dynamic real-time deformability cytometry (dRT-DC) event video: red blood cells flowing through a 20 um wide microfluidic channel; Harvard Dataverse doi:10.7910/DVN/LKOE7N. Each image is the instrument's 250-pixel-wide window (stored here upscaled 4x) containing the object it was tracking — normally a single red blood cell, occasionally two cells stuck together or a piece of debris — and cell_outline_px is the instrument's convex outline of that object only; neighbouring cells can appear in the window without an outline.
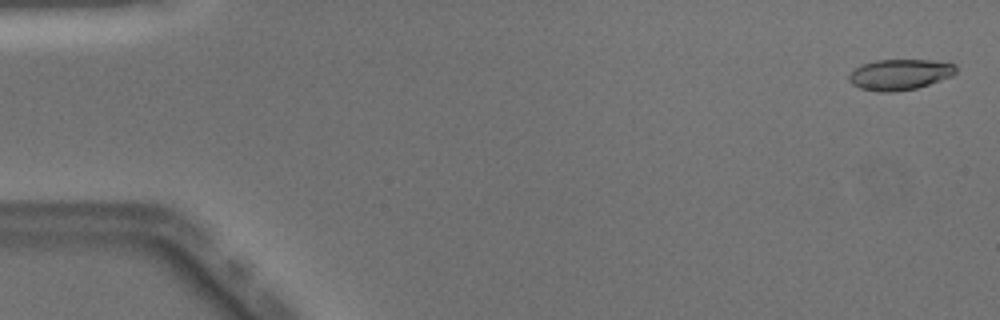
{"species": "Egyptian fruit bat (a non-hibernating species)", "species_latin": "Rousettus aegyptiacus", "temperature_condition": "warm", "stored_images_in_passage": 50, "camera_frame_rate_fps": 3000, "um_per_image_px": 0.085, "animal": {"sex": "male"}, "frame": {"image": 1, "passage_image": 2, "time_ms": 0.333, "image_size_px": [1000, 320], "cell_outline_px": [[956, 72], [952, 76], [916, 88], [892, 92], [876, 92], [860, 88], [852, 84], [848, 80], [848, 76], [860, 64], [876, 60], [932, 60], [956, 64]], "centroid_in_image_um": [76.46, 6.33], "position_along_channel_um": 8.5, "area_um2": 19.19}}
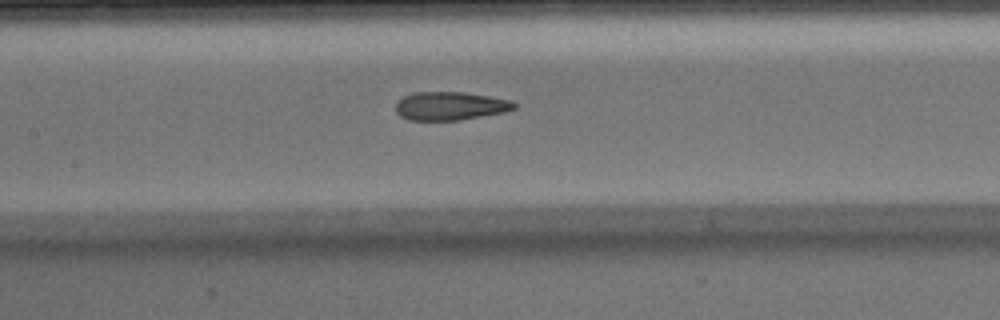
{"frame": {"image": 2, "passage_image": 24, "time_ms": 7.667, "image_size_px": [1000, 320], "cell_outline_px": [[516, 108], [504, 112], [460, 120], [408, 120], [400, 116], [396, 112], [396, 104], [404, 96], [412, 92], [464, 92], [492, 96], [512, 100], [516, 104]], "centroid_in_image_um": [38.29, 9.0], "position_along_channel_um": 169.1, "area_um2": 19.71}}
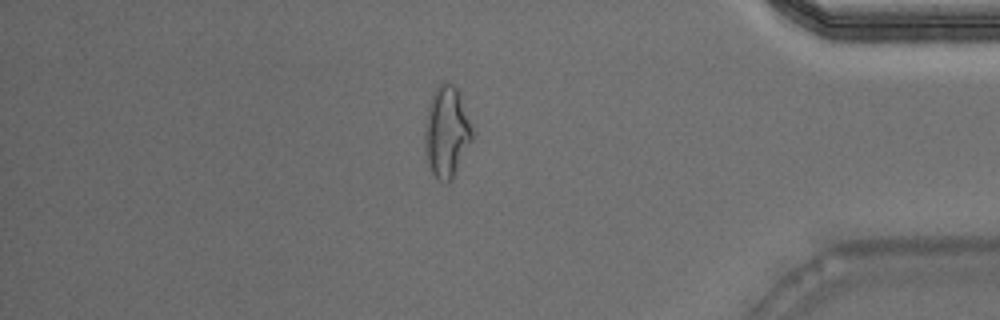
{"frame": {"image": 3, "passage_image": 43, "time_ms": 14.0, "image_size_px": [1000, 320], "cell_outline_px": [[476, 136], [452, 180], [448, 184], [440, 180], [432, 172], [428, 164], [424, 144], [424, 132], [428, 108], [432, 92], [444, 80], [448, 80], [456, 88], [476, 132]], "centroid_in_image_um": [38.01, 11.22], "position_along_channel_um": 397.2, "area_um2": 25.78}, "authors_computed_cell_mechanics": {"area_um2": 20.2878, "velocity_mm_per_s": 4.0895, "shape_relaxation_time_tau1_ms": null, "shape_relaxation_time_tau2_ms": 1.8368, "deformation_change_tau1": null, "deformation_change_tau2": 0.109}}